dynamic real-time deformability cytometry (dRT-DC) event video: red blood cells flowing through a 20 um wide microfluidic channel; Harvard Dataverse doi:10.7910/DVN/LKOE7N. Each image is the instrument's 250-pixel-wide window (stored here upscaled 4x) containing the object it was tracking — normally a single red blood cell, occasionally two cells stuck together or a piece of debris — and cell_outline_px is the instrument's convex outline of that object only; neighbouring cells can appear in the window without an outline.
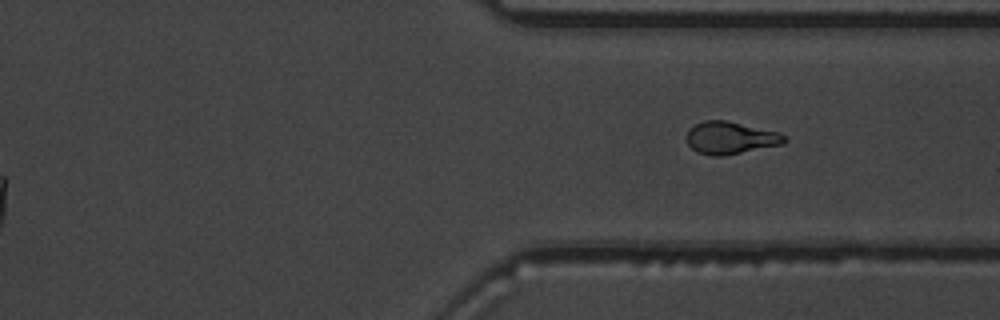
{"species": "common noctule bat (a hibernating species)", "species_latin": "Nyctalus noctula", "temperature_condition": "warm", "stored_images_in_passage": 13, "segment_of_instrument_passage": [2, 2], "camera_frame_rate_fps": 3000, "um_per_image_px": 0.085, "animal": {"sex": "male", "body_mass_g": 19.5, "forearm_length_mm": 54.6}, "frame": {"image": 1, "passage_image": 13, "time_ms": 15.333, "image_size_px": [1000, 320], "cell_outline_px": [[788, 140], [784, 144], [720, 156], [712, 156], [696, 152], [688, 144], [684, 136], [688, 128], [704, 120], [724, 120], [780, 132], [788, 136]], "centroid_in_image_um": [62.08, 11.71], "position_along_channel_um": 349.3, "area_um2": 18.67}}